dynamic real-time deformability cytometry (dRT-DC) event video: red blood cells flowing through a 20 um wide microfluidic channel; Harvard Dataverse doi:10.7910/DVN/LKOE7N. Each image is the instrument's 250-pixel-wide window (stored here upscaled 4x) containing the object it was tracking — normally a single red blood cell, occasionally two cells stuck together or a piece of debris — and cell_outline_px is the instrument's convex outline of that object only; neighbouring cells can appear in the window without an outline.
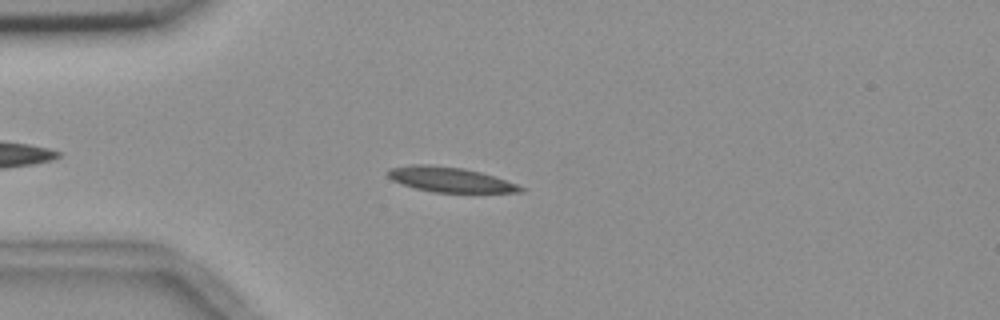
{"species": "common noctule bat (a hibernating species)", "species_latin": "Nyctalus noctula", "temperature_condition": "room temperature", "stored_images_in_passage": 3, "camera_frame_rate_fps": 3000, "um_per_image_px": 0.085, "animal": {"sex": "female", "body_mass_g": 18.4}, "frame": {"image": 1, "passage_image": 2, "time_ms": 1.333, "image_size_px": [1000, 320], "cell_outline_px": [[524, 192], [432, 192], [400, 184], [392, 180], [388, 176], [388, 168], [412, 164], [424, 164], [464, 168], [480, 172], [516, 184], [524, 188]], "centroid_in_image_um": [38.19, 15.26], "position_along_channel_um": 46.8, "area_um2": 19.07}}